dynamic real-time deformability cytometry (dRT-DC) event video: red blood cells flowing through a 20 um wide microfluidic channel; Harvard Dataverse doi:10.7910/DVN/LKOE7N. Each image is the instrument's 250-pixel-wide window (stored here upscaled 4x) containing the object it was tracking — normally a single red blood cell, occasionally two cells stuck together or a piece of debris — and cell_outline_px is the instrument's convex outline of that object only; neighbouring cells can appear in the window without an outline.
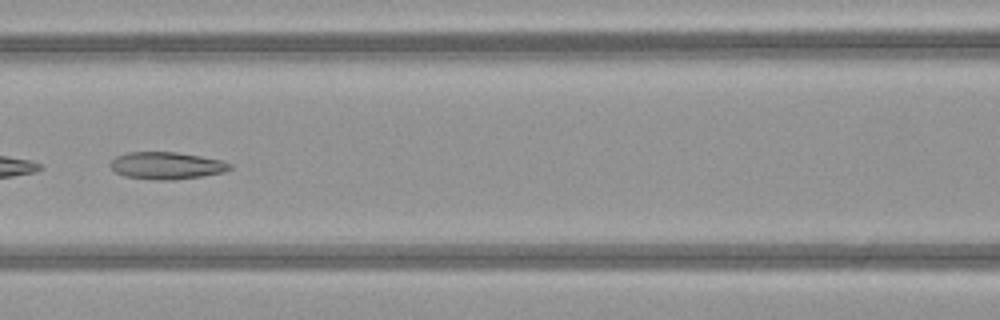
{"species": "common noctule bat (a hibernating species)", "species_latin": "Nyctalus noctula", "temperature_condition": "warm", "stored_images_in_passage": 38, "camera_frame_rate_fps": 3000, "um_per_image_px": 0.085, "animal": {"sex": "female", "body_mass_g": 21.9}, "frame": {"image": 1, "passage_image": 17, "time_ms": 5.333, "image_size_px": [1000, 320], "cell_outline_px": [[232, 168], [224, 172], [204, 176], [176, 180], [152, 180], [124, 176], [116, 172], [108, 164], [116, 156], [128, 152], [176, 152], [200, 156], [220, 160], [232, 164]], "centroid_in_image_um": [14.15, 14.08], "position_along_channel_um": 152.4, "area_um2": 19.07}}